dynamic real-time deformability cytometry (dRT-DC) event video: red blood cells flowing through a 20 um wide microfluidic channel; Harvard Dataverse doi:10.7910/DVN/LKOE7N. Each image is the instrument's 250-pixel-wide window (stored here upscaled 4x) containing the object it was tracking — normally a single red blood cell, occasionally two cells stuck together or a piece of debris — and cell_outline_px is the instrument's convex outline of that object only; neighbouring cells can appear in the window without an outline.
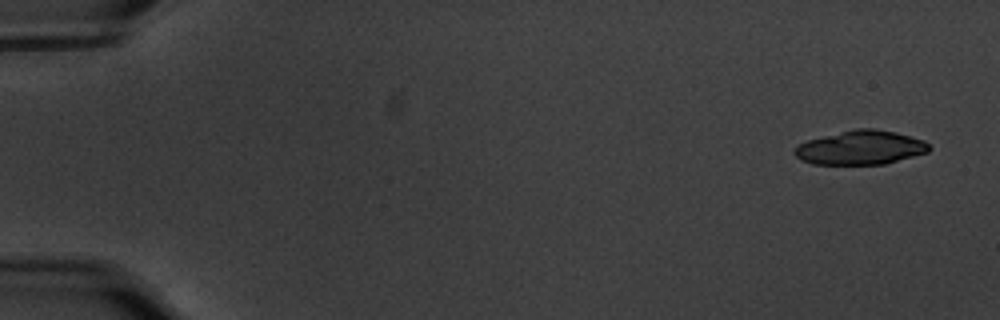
{"species": "common noctule bat (a hibernating species)", "species_latin": "Nyctalus noctula", "temperature_condition": "warm", "stored_images_in_passage": 25, "camera_frame_rate_fps": 3000, "um_per_image_px": 0.085, "animal": {"sex": "male", "body_mass_g": 20.1, "forearm_length_mm": 53.5}, "frame": {"image": 1, "passage_image": 1, "time_ms": 0.0, "image_size_px": [1000, 320], "cell_outline_px": [[932, 148], [928, 152], [884, 164], [812, 164], [800, 160], [792, 152], [800, 144], [808, 140], [856, 128], [876, 128], [896, 132], [924, 140]], "centroid_in_image_um": [73.17, 12.55], "position_along_channel_um": 11.8, "area_um2": 26.59}}
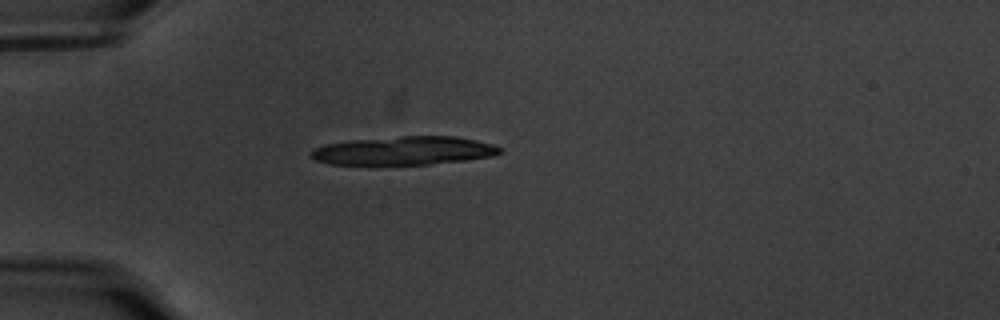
{"frame": {"image": 2, "passage_image": 15, "time_ms": 4.667, "image_size_px": [1000, 320], "cell_outline_px": [[504, 152], [492, 156], [464, 160], [428, 164], [328, 164], [316, 160], [308, 156], [316, 148], [324, 144], [352, 140], [400, 136], [456, 136], [476, 140], [492, 144], [504, 148]], "centroid_in_image_um": [34.37, 12.8], "position_along_channel_um": 50.6, "area_um2": 31.27}}